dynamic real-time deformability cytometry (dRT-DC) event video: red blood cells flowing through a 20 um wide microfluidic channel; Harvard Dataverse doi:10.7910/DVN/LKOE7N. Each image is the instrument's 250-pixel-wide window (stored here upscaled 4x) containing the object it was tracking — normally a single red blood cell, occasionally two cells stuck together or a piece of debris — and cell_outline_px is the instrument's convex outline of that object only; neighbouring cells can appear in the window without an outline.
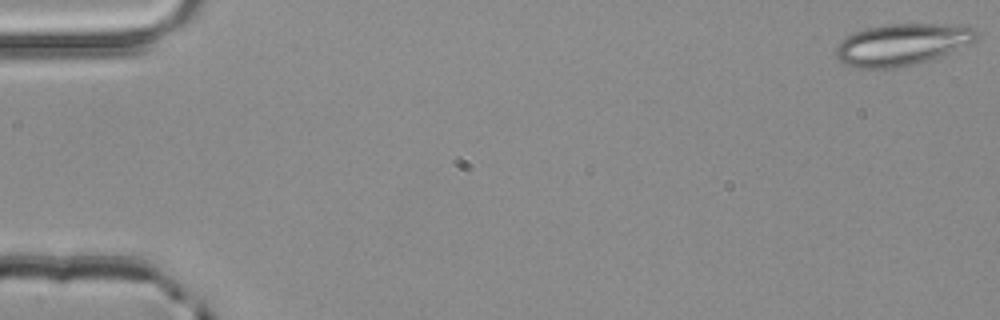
{"species": "common noctule bat (a hibernating species)", "species_latin": "Nyctalus noctula", "temperature_condition": "room temperature", "stored_images_in_passage": 4, "segment_of_instrument_passage": [2, 2], "camera_frame_rate_fps": 3000, "um_per_image_px": 0.085, "animal": {"sex": "male", "body_mass_g": 20.4}, "frame": {"image": 1, "passage_image": 4, "time_ms": 1.0, "image_size_px": [1000, 320], "cell_outline_px": [[980, 36], [976, 40], [968, 44], [940, 56], [928, 60], [912, 64], [892, 68], [856, 68], [840, 60], [836, 56], [836, 44], [840, 40], [856, 32], [880, 24], [968, 24], [976, 28]], "centroid_in_image_um": [76.72, 3.75], "position_along_channel_um": 8.3, "area_um2": 34.22}}